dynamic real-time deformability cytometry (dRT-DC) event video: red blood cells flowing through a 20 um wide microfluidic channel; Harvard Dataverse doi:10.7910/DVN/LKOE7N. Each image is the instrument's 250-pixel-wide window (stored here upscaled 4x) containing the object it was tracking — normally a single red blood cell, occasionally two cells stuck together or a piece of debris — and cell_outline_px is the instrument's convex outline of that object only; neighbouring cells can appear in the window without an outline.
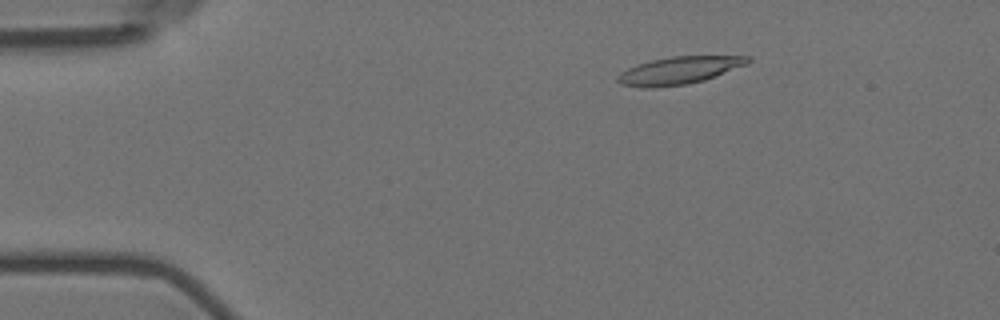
{"species": "Egyptian fruit bat (a non-hibernating species)", "species_latin": "Rousettus aegyptiacus", "temperature_condition": "room temperature", "stored_images_in_passage": 53, "camera_frame_rate_fps": 3000, "um_per_image_px": 0.085, "animal": {"sex": "female"}, "frame": {"image": 1, "passage_image": 6, "time_ms": 1.667, "image_size_px": [1000, 320], "cell_outline_px": [[752, 60], [748, 64], [704, 80], [688, 84], [652, 88], [644, 88], [620, 84], [616, 80], [616, 76], [620, 72], [636, 64], [652, 60], [672, 56], [752, 56]], "centroid_in_image_um": [57.71, 5.99], "position_along_channel_um": 27.3, "area_um2": 20.98}}
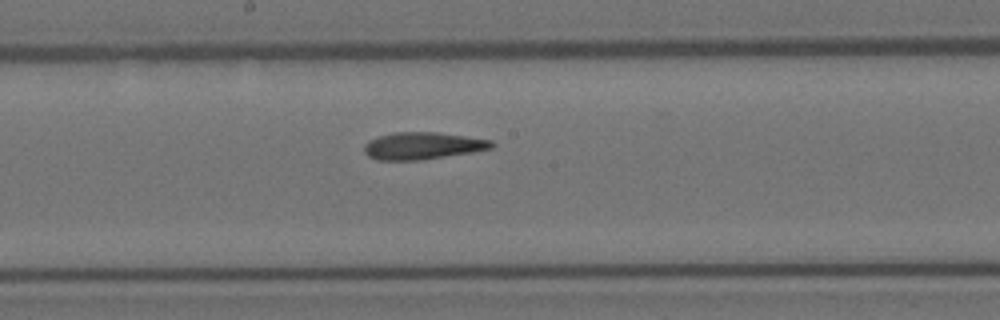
{"frame": {"image": 2, "passage_image": 27, "time_ms": 8.667, "image_size_px": [1000, 320], "cell_outline_px": [[496, 144], [492, 148], [472, 152], [420, 160], [376, 160], [368, 156], [364, 152], [364, 144], [368, 140], [392, 132], [436, 132], [492, 140]], "centroid_in_image_um": [35.9, 12.39], "position_along_channel_um": 212.3, "area_um2": 20.17}}
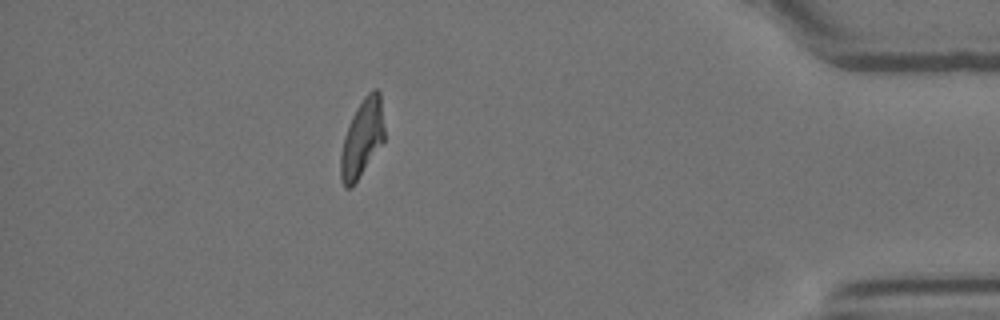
{"frame": {"image": 3, "passage_image": 47, "time_ms": 15.333, "image_size_px": [1000, 320], "cell_outline_px": [[384, 140], [352, 188], [344, 188], [340, 180], [340, 156], [344, 136], [352, 116], [356, 108], [364, 96], [372, 88], [376, 88], [380, 92], [384, 128]], "centroid_in_image_um": [30.76, 11.75], "position_along_channel_um": 404.4, "area_um2": 19.83}, "authors_computed_cell_mechanics": {"area_um2": 20.1722, "velocity_mm_per_s": 3.5644, "shape_relaxation_time_tau1_ms": null, "shape_relaxation_time_tau2_ms": 5.0991, "deformation_change_tau1": null, "deformation_change_tau2": 0.1243}}